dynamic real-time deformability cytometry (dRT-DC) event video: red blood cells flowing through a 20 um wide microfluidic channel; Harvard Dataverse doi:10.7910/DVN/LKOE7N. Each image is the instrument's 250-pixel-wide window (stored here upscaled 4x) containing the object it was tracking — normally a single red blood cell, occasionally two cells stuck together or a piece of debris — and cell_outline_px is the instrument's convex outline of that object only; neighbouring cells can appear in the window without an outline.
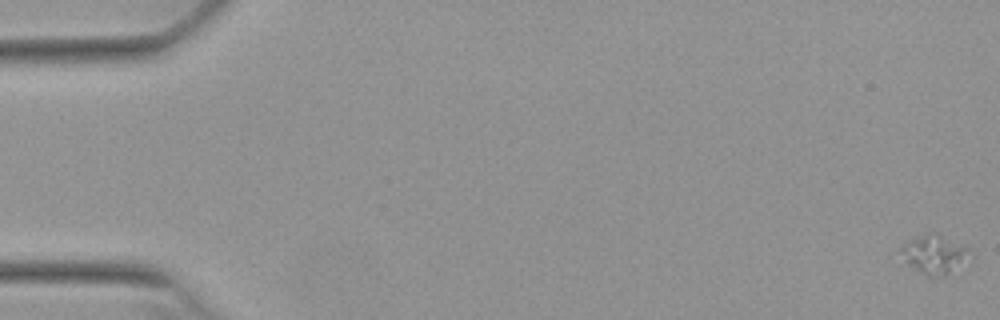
{"species": "Egyptian fruit bat (a non-hibernating species)", "species_latin": "Rousettus aegyptiacus", "temperature_condition": "warm", "stored_images_in_passage": 31, "camera_frame_rate_fps": 3000, "um_per_image_px": 0.085, "animal": {"sex": "female"}, "frame": {"image": 1, "passage_image": 1, "time_ms": 0.0, "image_size_px": [1000, 320], "cell_outline_px": [[972, 264], [944, 276], [928, 276], [916, 268], [900, 252], [900, 248], [908, 240], [928, 232], [936, 232], [968, 248], [972, 256]], "centroid_in_image_um": [79.58, 21.63], "position_along_channel_um": 5.4, "area_um2": 15.78}}
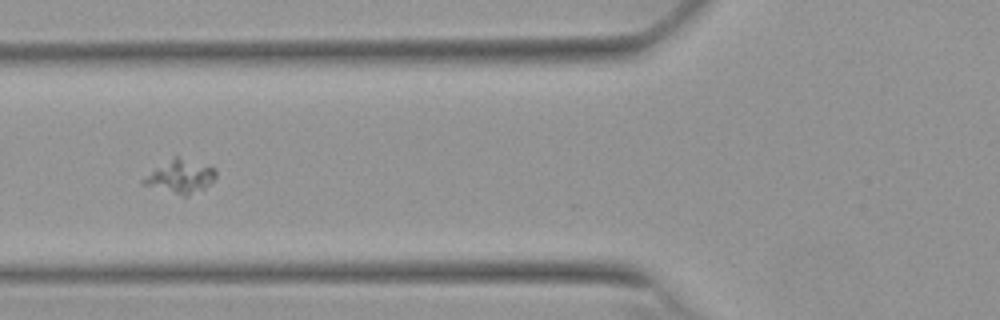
{"frame": {"image": 2, "passage_image": 22, "time_ms": 7.0, "image_size_px": [1000, 320], "cell_outline_px": [[216, 176], [212, 184], [188, 196], [184, 196], [140, 184], [140, 180], [172, 156], [176, 156], [216, 168]], "centroid_in_image_um": [15.33, 15.01], "position_along_channel_um": 110.5, "area_um2": 14.05}}
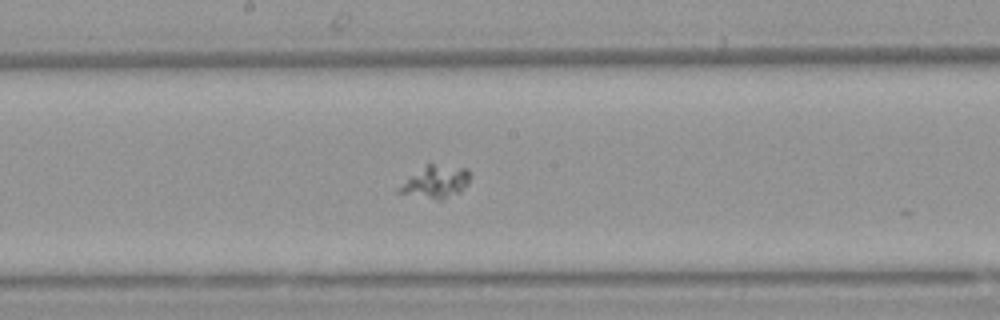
{"frame": {"image": 3, "passage_image": 30, "time_ms": 9.667, "image_size_px": [1000, 320], "cell_outline_px": [[472, 176], [468, 184], [460, 192], [444, 200], [440, 200], [396, 192], [396, 188], [408, 176], [428, 160], [468, 168]], "centroid_in_image_um": [37.04, 15.38], "position_along_channel_um": 211.2, "area_um2": 14.39}}